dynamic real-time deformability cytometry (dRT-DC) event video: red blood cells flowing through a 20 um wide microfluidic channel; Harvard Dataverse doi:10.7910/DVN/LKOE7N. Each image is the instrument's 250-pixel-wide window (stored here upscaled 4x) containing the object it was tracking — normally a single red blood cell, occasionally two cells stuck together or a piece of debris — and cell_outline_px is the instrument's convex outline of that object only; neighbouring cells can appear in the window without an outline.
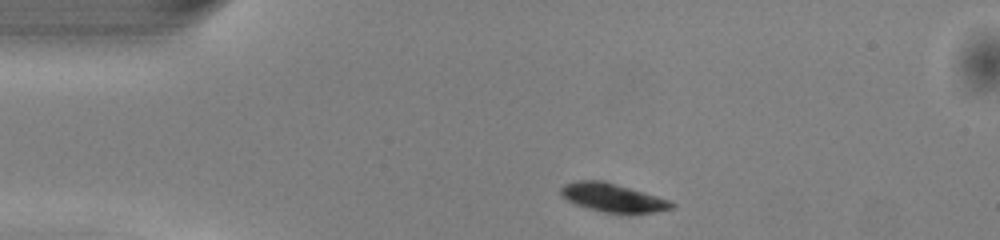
{"species": "common noctule bat (a hibernating species)", "species_latin": "Nyctalus noctula", "temperature_condition": "warm", "stored_images_in_passage": 41, "camera_frame_rate_fps": 3000, "um_per_image_px": 0.085, "animal": {"sex": "male", "body_mass_g": 13.0, "forearm_length_mm": 53.1}, "frame": {"image": 1, "passage_image": 1, "time_ms": 0.0, "image_size_px": [1000, 240], "cell_outline_px": [[676, 204], [672, 208], [652, 212], [604, 212], [576, 204], [560, 196], [560, 188], [564, 184], [576, 180], [604, 180], [656, 196], [668, 200]], "centroid_in_image_um": [52.02, 16.77], "position_along_channel_um": 33.0, "area_um2": 17.98}}
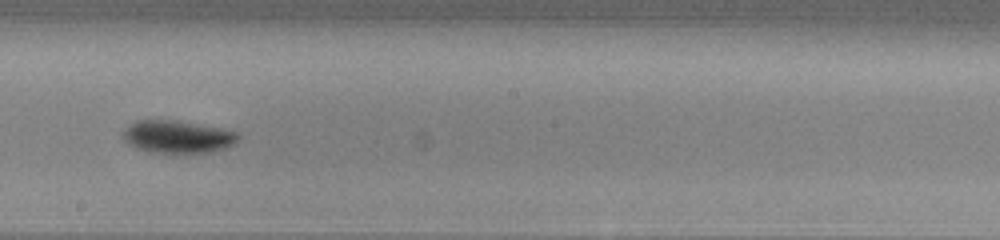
{"frame": {"image": 2, "passage_image": 19, "time_ms": 6.0, "image_size_px": [1000, 240], "cell_outline_px": [[240, 140], [236, 144], [228, 148], [212, 152], [148, 152], [136, 148], [128, 144], [120, 136], [120, 132], [124, 128], [136, 120], [176, 120], [224, 128], [236, 132], [240, 136]], "centroid_in_image_um": [15.1, 11.62], "position_along_channel_um": 233.1, "area_um2": 22.37}}
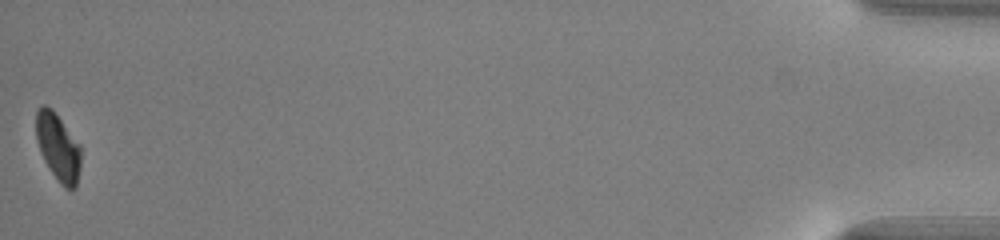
{"frame": {"image": 3, "passage_image": 41, "time_ms": 13.333, "image_size_px": [1000, 240], "cell_outline_px": [[80, 168], [76, 188], [64, 188], [60, 184], [44, 160], [40, 152], [36, 140], [36, 112], [40, 104], [44, 104], [52, 108], [80, 144]], "centroid_in_image_um": [4.92, 12.48], "position_along_channel_um": 430.3, "area_um2": 17.69}, "authors_computed_cell_mechanics": {"area_um2": 20.6924, "velocity_mm_per_s": 4.0792, "shape_relaxation_time_tau1_ms": 1.8741, "shape_relaxation_time_tau2_ms": null, "deformation_change_tau1": 0.0929, "deformation_change_tau2": null}}